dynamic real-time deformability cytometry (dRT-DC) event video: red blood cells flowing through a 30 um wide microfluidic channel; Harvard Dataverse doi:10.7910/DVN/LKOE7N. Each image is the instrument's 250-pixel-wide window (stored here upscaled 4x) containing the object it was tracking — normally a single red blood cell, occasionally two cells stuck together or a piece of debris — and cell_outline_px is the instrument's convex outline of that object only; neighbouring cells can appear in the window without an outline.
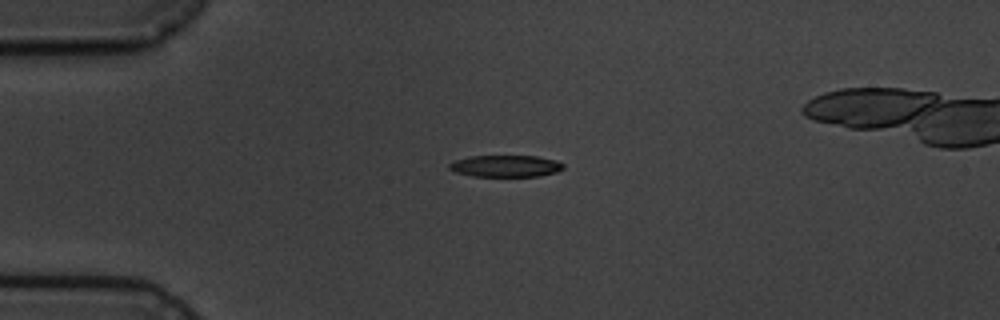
{"species": "common noctule bat (a hibernating species)", "species_latin": "Nyctalus noctula", "temperature_condition": "cold", "stored_images_in_passage": 5, "camera_frame_rate_fps": 3000, "um_per_image_px": 0.085, "animal": {"sex": "male", "body_mass_g": 19.5, "forearm_length_mm": 54.6}, "frame": {"image": 1, "passage_image": 3, "time_ms": 3.0, "image_size_px": [1000, 320], "cell_outline_px": [[564, 168], [556, 172], [540, 176], [472, 176], [456, 172], [448, 168], [448, 164], [452, 160], [472, 156], [536, 156], [556, 160], [564, 164]], "centroid_in_image_um": [42.96, 14.11], "position_along_channel_um": 42.0, "area_um2": 14.51}}